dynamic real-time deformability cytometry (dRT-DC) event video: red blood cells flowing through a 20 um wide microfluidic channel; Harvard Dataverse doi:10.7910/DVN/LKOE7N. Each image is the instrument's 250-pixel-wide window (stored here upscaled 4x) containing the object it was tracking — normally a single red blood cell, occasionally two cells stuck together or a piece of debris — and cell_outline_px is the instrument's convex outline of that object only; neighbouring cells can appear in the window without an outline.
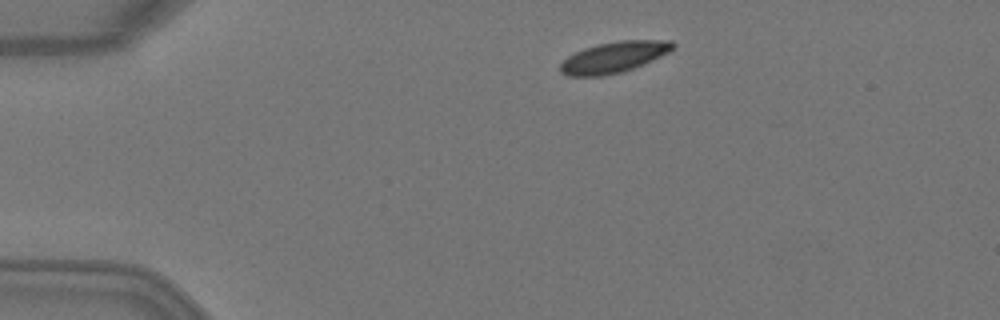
{"species": "Egyptian fruit bat (a non-hibernating species)", "species_latin": "Rousettus aegyptiacus", "temperature_condition": "warm", "stored_images_in_passage": 4, "camera_frame_rate_fps": 3000, "um_per_image_px": 0.085, "animal": {"sex": "female"}, "frame": {"image": 1, "passage_image": 1, "time_ms": 0.0, "image_size_px": [1000, 320], "cell_outline_px": [[676, 44], [668, 52], [652, 60], [632, 68], [620, 72], [600, 76], [568, 76], [560, 72], [560, 64], [568, 56], [584, 48], [596, 44], [620, 40], [672, 40]], "centroid_in_image_um": [52.16, 4.85], "position_along_channel_um": 32.8, "area_um2": 20.11}}
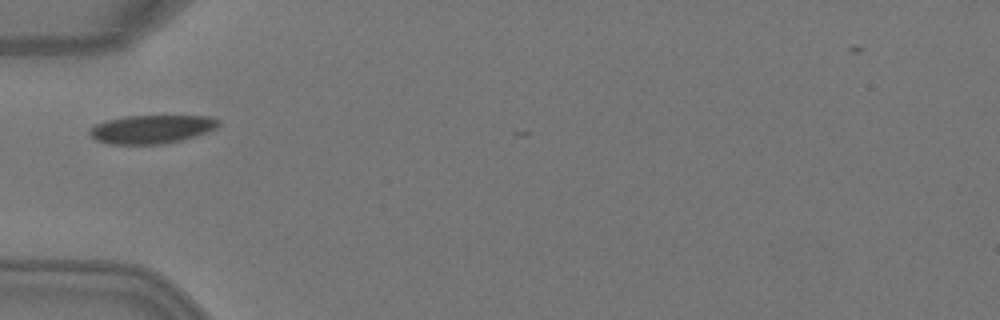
{"frame": {"image": 2, "passage_image": 3, "time_ms": 0.667, "image_size_px": [1000, 320], "cell_outline_px": [[220, 124], [216, 128], [208, 132], [180, 140], [160, 144], [108, 144], [96, 140], [88, 132], [88, 128], [104, 120], [124, 116], [212, 116], [220, 120]], "centroid_in_image_um": [12.87, 10.97], "position_along_channel_um": 72.1, "area_um2": 21.5}}